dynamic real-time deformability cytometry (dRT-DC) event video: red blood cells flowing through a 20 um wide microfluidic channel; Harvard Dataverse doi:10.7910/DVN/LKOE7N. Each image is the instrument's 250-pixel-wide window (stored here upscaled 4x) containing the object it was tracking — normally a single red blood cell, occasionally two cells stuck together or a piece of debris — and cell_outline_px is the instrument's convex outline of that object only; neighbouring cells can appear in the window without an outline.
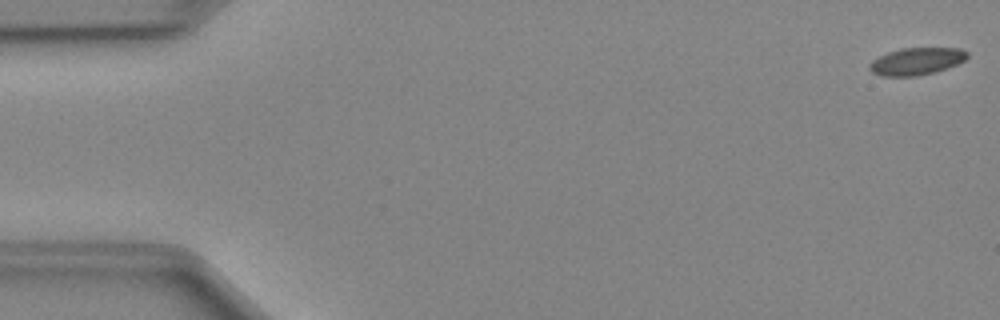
{"species": "Egyptian fruit bat (a non-hibernating species)", "species_latin": "Rousettus aegyptiacus", "temperature_condition": "cold", "stored_images_in_passage": 50, "camera_frame_rate_fps": 3000, "um_per_image_px": 0.085, "animal": {"sex": "female"}, "frame": {"image": 1, "passage_image": 1, "time_ms": 0.0, "image_size_px": [1000, 320], "cell_outline_px": [[968, 56], [964, 60], [948, 68], [916, 76], [880, 76], [872, 72], [868, 68], [868, 64], [872, 60], [888, 52], [900, 48], [960, 48], [968, 52]], "centroid_in_image_um": [77.87, 5.21], "position_along_channel_um": 7.1, "area_um2": 15.49}}
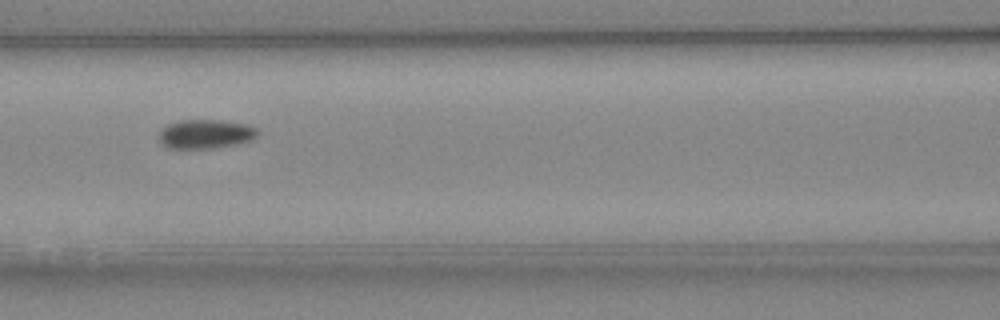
{"frame": {"image": 2, "passage_image": 22, "time_ms": 7.0, "image_size_px": [1000, 320], "cell_outline_px": [[260, 132], [252, 140], [236, 144], [212, 148], [168, 148], [160, 140], [160, 132], [168, 124], [180, 120], [220, 120], [248, 124], [256, 128]], "centroid_in_image_um": [17.52, 11.38], "position_along_channel_um": 149.1, "area_um2": 16.59}}
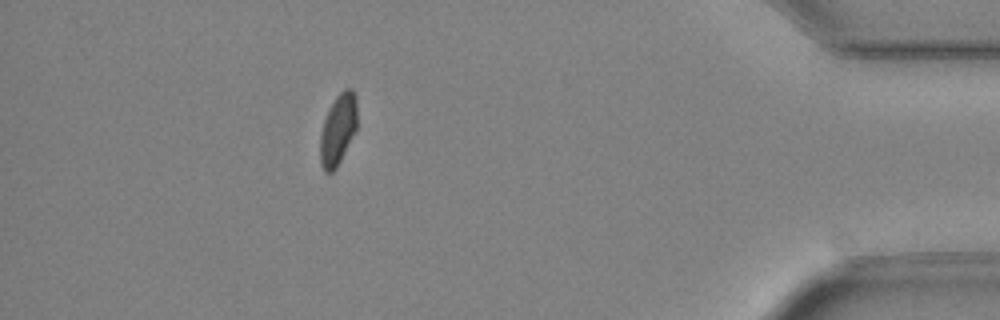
{"frame": {"image": 3, "passage_image": 45, "time_ms": 14.667, "image_size_px": [1000, 320], "cell_outline_px": [[356, 128], [336, 168], [332, 172], [324, 172], [320, 164], [320, 132], [328, 108], [336, 96], [344, 88], [352, 88], [356, 96]], "centroid_in_image_um": [28.7, 10.98], "position_along_channel_um": 406.5, "area_um2": 15.2}, "authors_computed_cell_mechanics": {"area_um2": 16.0106, "velocity_mm_per_s": 4.0221, "shape_relaxation_time_tau1_ms": 4.9935, "shape_relaxation_time_tau2_ms": null, "deformation_change_tau1": 0.088, "deformation_change_tau2": null}}